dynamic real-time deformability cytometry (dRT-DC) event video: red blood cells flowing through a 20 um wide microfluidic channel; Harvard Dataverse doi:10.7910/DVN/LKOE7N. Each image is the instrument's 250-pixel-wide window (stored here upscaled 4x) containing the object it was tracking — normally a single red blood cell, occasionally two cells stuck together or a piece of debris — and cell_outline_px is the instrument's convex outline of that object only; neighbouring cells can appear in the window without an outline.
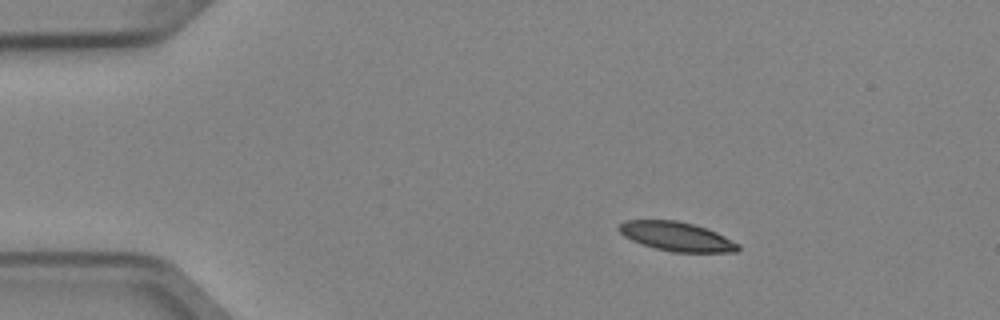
{"species": "Egyptian fruit bat (a non-hibernating species)", "species_latin": "Rousettus aegyptiacus", "temperature_condition": "cold", "stored_images_in_passage": 4, "camera_frame_rate_fps": 3000, "um_per_image_px": 0.085, "animal": {"sex": "female"}, "frame": {"image": 1, "passage_image": 2, "time_ms": 0.333, "image_size_px": [1000, 320], "cell_outline_px": [[740, 248], [736, 252], [672, 252], [656, 248], [632, 240], [624, 236], [616, 228], [624, 220], [676, 220], [708, 228], [740, 244]], "centroid_in_image_um": [57.52, 20.09], "position_along_channel_um": 27.5, "area_um2": 20.17}}
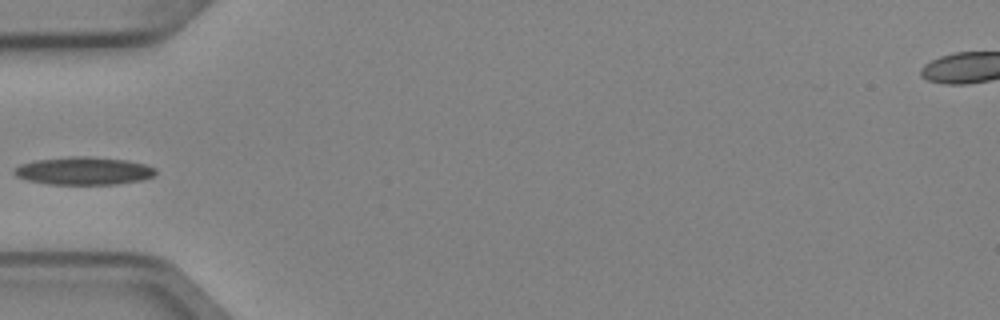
{"frame": {"image": 2, "passage_image": 4, "time_ms": 1.0, "image_size_px": [1000, 320], "cell_outline_px": [[156, 172], [152, 176], [140, 180], [116, 184], [48, 184], [24, 180], [16, 176], [12, 172], [12, 168], [20, 164], [36, 160], [68, 156], [88, 156], [128, 160], [144, 164], [156, 168]], "centroid_in_image_um": [7.05, 14.52], "position_along_channel_um": 78.0, "area_um2": 23.12}}